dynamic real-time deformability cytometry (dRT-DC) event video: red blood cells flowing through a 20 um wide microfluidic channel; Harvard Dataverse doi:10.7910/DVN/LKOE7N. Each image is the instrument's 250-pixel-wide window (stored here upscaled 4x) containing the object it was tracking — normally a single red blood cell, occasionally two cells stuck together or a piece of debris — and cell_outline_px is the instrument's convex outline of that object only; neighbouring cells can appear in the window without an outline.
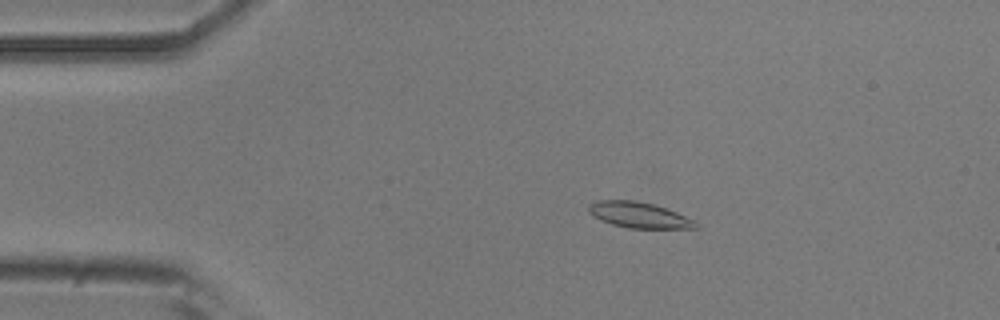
{"species": "common noctule bat (a hibernating species)", "species_latin": "Nyctalus noctula", "temperature_condition": "room temperature", "stored_images_in_passage": 47, "camera_frame_rate_fps": 3000, "um_per_image_px": 0.085, "animal": {"sex": "male", "body_mass_g": 20.5, "forearm_length_mm": 52.5}, "frame": {"image": 1, "passage_image": 4, "time_ms": 1.0, "image_size_px": [1000, 320], "cell_outline_px": [[700, 228], [628, 228], [612, 224], [600, 220], [592, 216], [588, 212], [588, 204], [596, 200], [632, 200], [652, 204], [676, 212], [696, 220]], "centroid_in_image_um": [54.29, 18.28], "position_along_channel_um": 30.7, "area_um2": 16.13}}
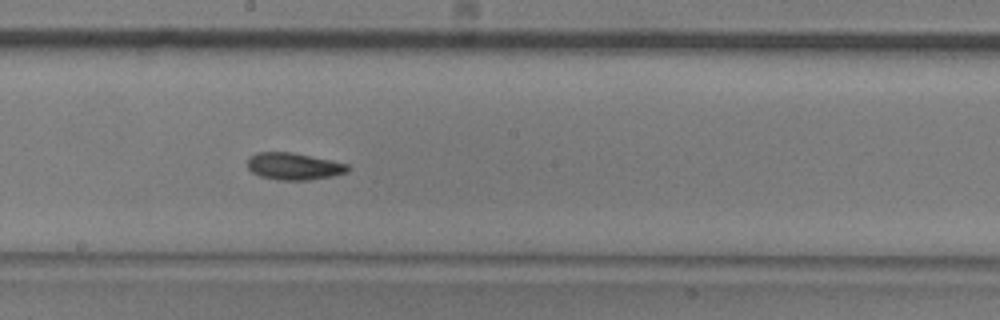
{"frame": {"image": 2, "passage_image": 23, "time_ms": 7.333, "image_size_px": [1000, 320], "cell_outline_px": [[352, 168], [348, 172], [332, 176], [308, 180], [280, 180], [260, 176], [252, 172], [248, 168], [248, 160], [256, 152], [292, 152], [332, 160], [348, 164]], "centroid_in_image_um": [25.02, 14.13], "position_along_channel_um": 223.2, "area_um2": 15.84}}
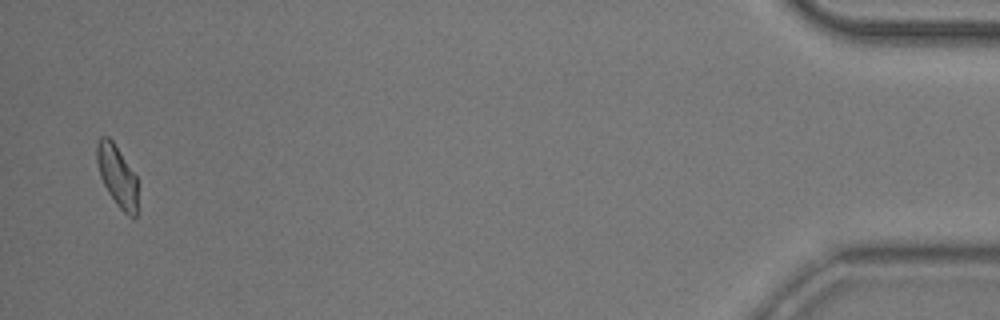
{"frame": {"image": 3, "passage_image": 46, "time_ms": 15.0, "image_size_px": [1000, 320], "cell_outline_px": [[136, 216], [132, 220], [116, 204], [108, 192], [100, 176], [96, 160], [96, 144], [100, 136], [108, 136], [112, 140], [136, 176]], "centroid_in_image_um": [9.93, 14.94], "position_along_channel_um": 425.3, "area_um2": 14.45}, "authors_computed_cell_mechanics": {"area_um2": 15.4326, "velocity_mm_per_s": 3.7817, "shape_relaxation_time_tau1_ms": 5.0723, "shape_relaxation_time_tau2_ms": 6.4264, "deformation_change_tau1": 0.1154, "deformation_change_tau2": 0.1335}}